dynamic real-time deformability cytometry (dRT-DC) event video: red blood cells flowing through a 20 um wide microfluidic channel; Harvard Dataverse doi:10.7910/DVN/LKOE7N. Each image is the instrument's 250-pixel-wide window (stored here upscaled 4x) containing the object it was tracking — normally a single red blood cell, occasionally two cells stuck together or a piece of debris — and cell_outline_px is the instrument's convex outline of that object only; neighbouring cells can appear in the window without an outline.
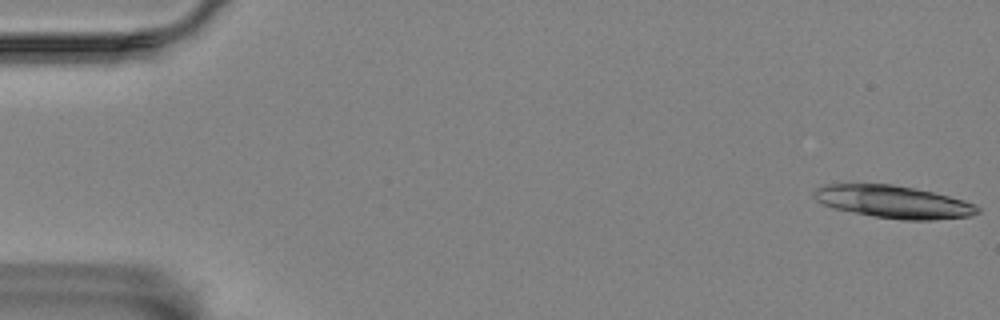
{"species": "Egyptian fruit bat (a non-hibernating species)", "species_latin": "Rousettus aegyptiacus", "temperature_condition": "room temperature", "stored_images_in_passage": 9, "camera_frame_rate_fps": 3000, "um_per_image_px": 0.085, "animal": {"sex": "female"}, "frame": {"image": 1, "passage_image": 1, "time_ms": 0.0, "image_size_px": [1000, 320], "cell_outline_px": [[980, 212], [972, 216], [932, 220], [904, 220], [872, 216], [836, 208], [824, 204], [816, 200], [812, 196], [812, 192], [816, 188], [824, 184], [892, 184], [916, 188], [964, 200], [976, 204], [980, 208]], "centroid_in_image_um": [75.97, 17.15], "position_along_channel_um": 9.0, "area_um2": 31.04}}